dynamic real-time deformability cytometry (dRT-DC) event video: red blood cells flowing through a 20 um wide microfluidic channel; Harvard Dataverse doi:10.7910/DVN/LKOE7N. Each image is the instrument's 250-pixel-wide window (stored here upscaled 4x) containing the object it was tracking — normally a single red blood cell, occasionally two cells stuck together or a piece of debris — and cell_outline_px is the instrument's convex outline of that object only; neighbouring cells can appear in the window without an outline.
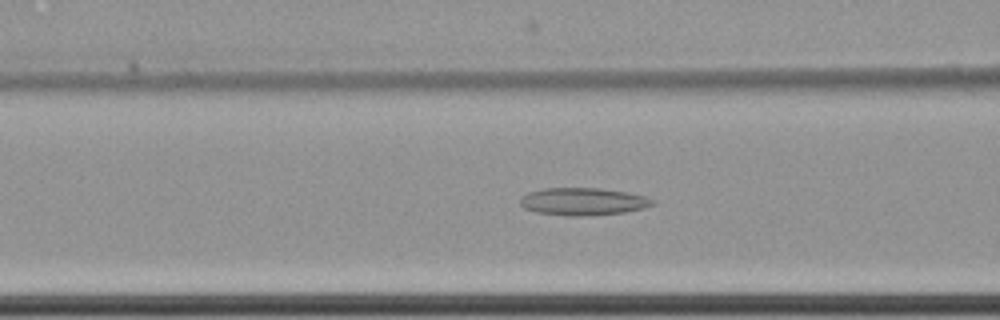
{"species": "common noctule bat (a hibernating species)", "species_latin": "Nyctalus noctula", "temperature_condition": "cold", "stored_images_in_passage": 63, "camera_frame_rate_fps": 3000, "um_per_image_px": 0.085, "animal": {"sex": "female", "body_mass_g": 22.7, "forearm_length_mm": 54.2}, "frame": {"image": 1, "passage_image": 28, "time_ms": 9.0, "image_size_px": [1000, 320], "cell_outline_px": [[656, 204], [644, 208], [624, 212], [584, 216], [568, 216], [536, 212], [524, 208], [520, 204], [520, 196], [528, 192], [544, 188], [600, 188], [628, 192], [644, 196], [656, 200]], "centroid_in_image_um": [49.56, 17.12], "position_along_channel_um": 117.0, "area_um2": 21.39}}
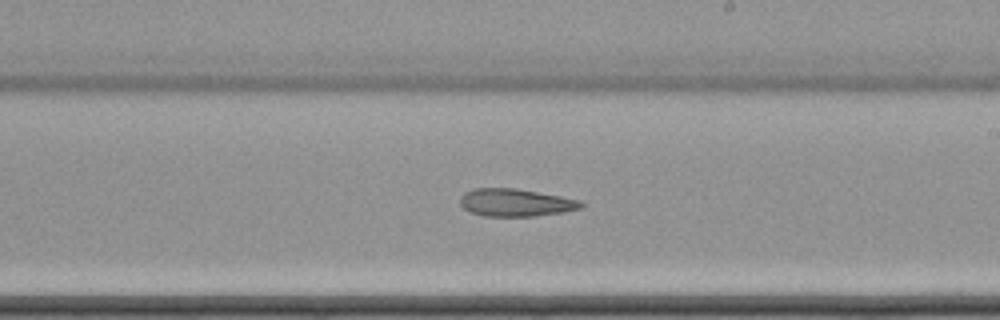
{"frame": {"image": 2, "passage_image": 39, "time_ms": 12.667, "image_size_px": [1000, 320], "cell_outline_px": [[584, 204], [580, 208], [564, 212], [536, 216], [484, 216], [468, 212], [460, 204], [460, 196], [464, 192], [472, 188], [516, 188], [560, 196], [580, 200]], "centroid_in_image_um": [43.78, 17.22], "position_along_channel_um": 245.2, "area_um2": 19.59}}
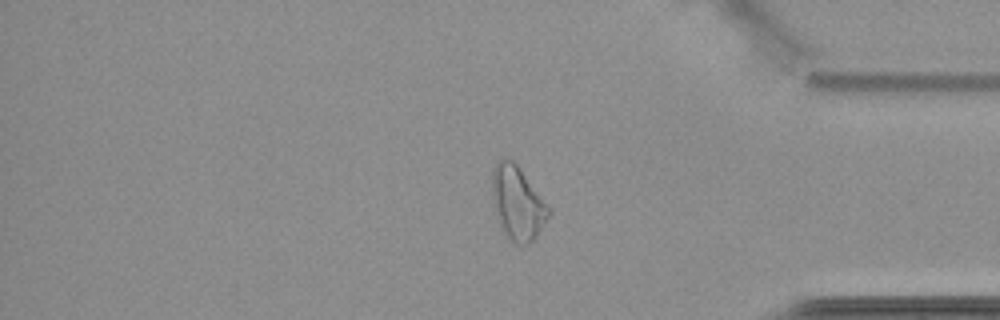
{"frame": {"image": 3, "passage_image": 53, "time_ms": 17.333, "image_size_px": [1000, 320], "cell_outline_px": [[552, 212], [536, 236], [528, 244], [512, 244], [504, 236], [496, 216], [492, 200], [492, 168], [500, 160], [512, 160], [516, 164], [552, 208]], "centroid_in_image_um": [43.99, 17.31], "position_along_channel_um": 391.2, "area_um2": 24.51}, "authors_computed_cell_mechanics": {"area_um2": 24.5072, "velocity_mm_per_s": 3.4972, "shape_relaxation_time_tau1_ms": null, "shape_relaxation_time_tau2_ms": 7.4632, "deformation_change_tau1": null, "deformation_change_tau2": 0.1791}}